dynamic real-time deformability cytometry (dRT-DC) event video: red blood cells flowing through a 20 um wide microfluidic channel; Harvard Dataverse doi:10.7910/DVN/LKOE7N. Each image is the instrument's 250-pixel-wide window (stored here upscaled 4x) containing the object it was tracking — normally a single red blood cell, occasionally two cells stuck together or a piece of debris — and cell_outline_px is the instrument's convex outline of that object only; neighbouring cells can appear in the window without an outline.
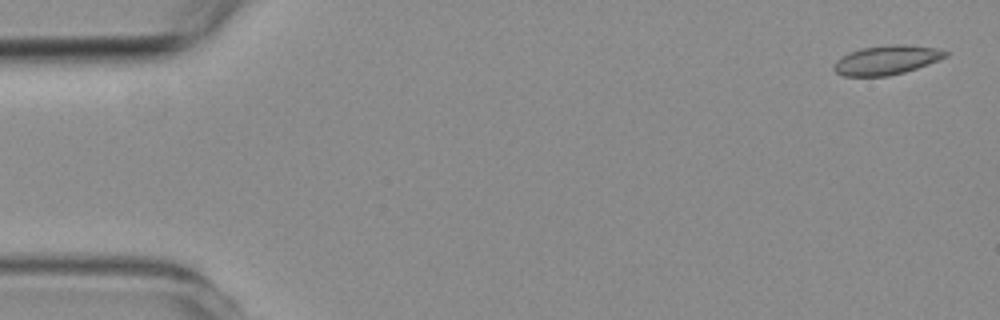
{"species": "common noctule bat (a hibernating species)", "species_latin": "Nyctalus noctula", "temperature_condition": "room temperature", "stored_images_in_passage": 6, "camera_frame_rate_fps": 3000, "um_per_image_px": 0.085, "animal": {"sex": "female", "body_mass_g": 19.3, "forearm_length_mm": 54.1}, "frame": {"image": 1, "passage_image": 1, "time_ms": 0.0, "image_size_px": [1000, 320], "cell_outline_px": [[948, 56], [940, 60], [904, 72], [888, 76], [844, 76], [836, 72], [832, 68], [836, 60], [860, 48], [892, 44], [936, 48], [948, 52]], "centroid_in_image_um": [75.36, 5.11], "position_along_channel_um": 9.6, "area_um2": 18.73}}
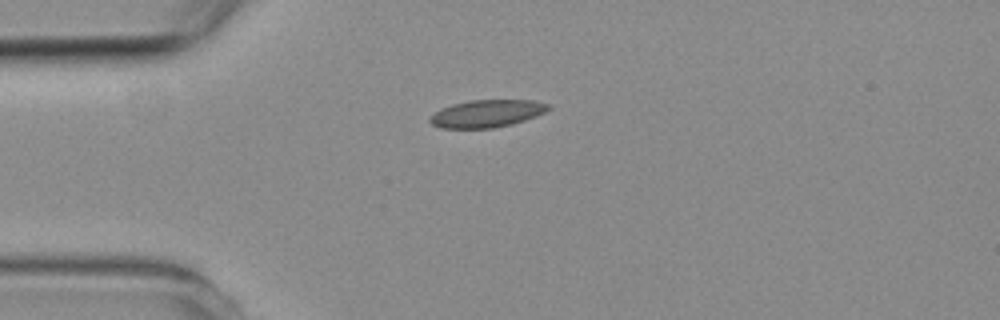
{"frame": {"image": 2, "passage_image": 4, "time_ms": 3.667, "image_size_px": [1000, 320], "cell_outline_px": [[552, 108], [536, 116], [512, 124], [492, 128], [440, 128], [432, 124], [428, 120], [440, 108], [452, 104], [472, 100], [532, 100], [552, 104]], "centroid_in_image_um": [41.41, 9.64], "position_along_channel_um": 43.6, "area_um2": 18.96}}
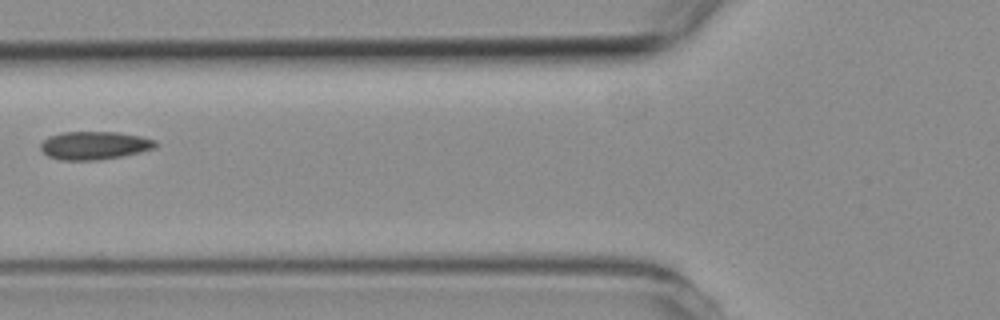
{"frame": {"image": 3, "passage_image": 6, "time_ms": 6.0, "image_size_px": [1000, 320], "cell_outline_px": [[156, 144], [152, 148], [140, 152], [100, 160], [60, 160], [48, 156], [40, 148], [40, 144], [48, 136], [64, 132], [116, 132], [140, 136], [156, 140]], "centroid_in_image_um": [7.98, 12.36], "position_along_channel_um": 117.8, "area_um2": 18.67}}